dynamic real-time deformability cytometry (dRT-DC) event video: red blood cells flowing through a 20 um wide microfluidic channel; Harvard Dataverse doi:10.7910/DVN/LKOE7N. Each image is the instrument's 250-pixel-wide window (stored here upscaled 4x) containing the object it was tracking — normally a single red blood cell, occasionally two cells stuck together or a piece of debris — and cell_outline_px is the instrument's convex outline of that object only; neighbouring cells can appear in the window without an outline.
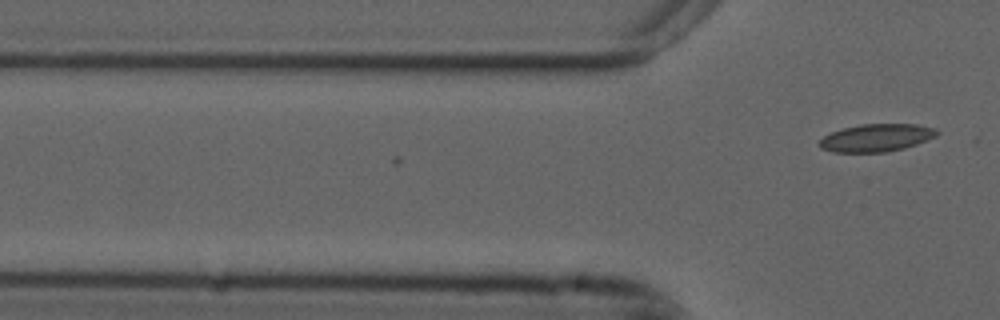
{"species": "common noctule bat (a hibernating species)", "species_latin": "Nyctalus noctula", "temperature_condition": "cold", "stored_images_in_passage": 2, "camera_frame_rate_fps": 3000, "um_per_image_px": 0.085, "animal": {"sex": "male", "forearm_length_mm": 52.5}, "frame": {"image": 1, "passage_image": 2, "time_ms": 0.333, "image_size_px": [1000, 320], "cell_outline_px": [[940, 132], [936, 136], [916, 144], [904, 148], [884, 152], [832, 152], [820, 148], [816, 144], [824, 136], [832, 132], [844, 128], [860, 124], [916, 124], [936, 128]], "centroid_in_image_um": [74.48, 11.71], "position_along_channel_um": 51.3, "area_um2": 18.96}}